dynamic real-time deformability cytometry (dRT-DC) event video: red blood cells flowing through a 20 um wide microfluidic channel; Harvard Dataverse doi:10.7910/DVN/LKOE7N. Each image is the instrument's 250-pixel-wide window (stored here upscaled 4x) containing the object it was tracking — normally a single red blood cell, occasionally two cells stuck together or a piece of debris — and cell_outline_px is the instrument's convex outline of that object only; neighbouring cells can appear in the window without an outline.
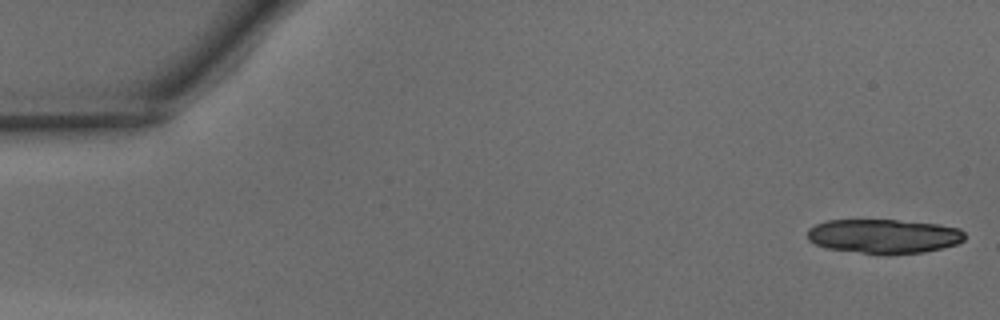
{"species": "common noctule bat (a hibernating species)", "species_latin": "Nyctalus noctula", "temperature_condition": "warm", "stored_images_in_passage": 17, "camera_frame_rate_fps": 3000, "um_per_image_px": 0.085, "animal": {"sex": "male", "body_mass_g": 15.6}, "frame": {"image": 1, "passage_image": 1, "time_ms": 0.0, "image_size_px": [1000, 320], "cell_outline_px": [[964, 240], [956, 244], [924, 252], [888, 256], [884, 256], [828, 248], [816, 244], [808, 240], [808, 228], [816, 224], [828, 220], [896, 220], [940, 224], [960, 228], [964, 232]], "centroid_in_image_um": [75.14, 20.09], "position_along_channel_um": 9.9, "area_um2": 31.79}}